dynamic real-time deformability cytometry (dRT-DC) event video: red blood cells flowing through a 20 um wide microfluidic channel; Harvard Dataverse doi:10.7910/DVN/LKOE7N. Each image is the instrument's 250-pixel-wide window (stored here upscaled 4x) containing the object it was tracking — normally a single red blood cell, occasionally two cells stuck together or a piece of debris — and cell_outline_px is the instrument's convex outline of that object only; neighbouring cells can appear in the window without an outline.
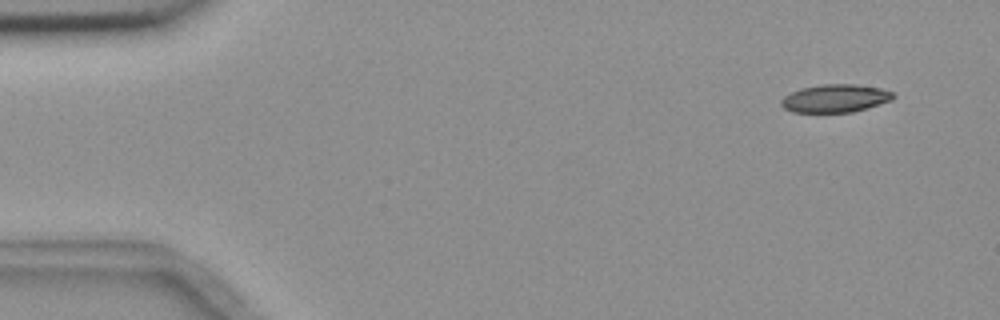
{"species": "common noctule bat (a hibernating species)", "species_latin": "Nyctalus noctula", "temperature_condition": "room temperature", "stored_images_in_passage": 4, "camera_frame_rate_fps": 3000, "um_per_image_px": 0.085, "animal": {"sex": "female", "body_mass_g": 18.4}, "frame": {"image": 1, "passage_image": 2, "time_ms": 1.0, "image_size_px": [1000, 320], "cell_outline_px": [[896, 96], [892, 100], [868, 108], [852, 112], [792, 112], [784, 108], [780, 104], [780, 100], [784, 96], [800, 88], [820, 84], [856, 84], [880, 88], [892, 92]], "centroid_in_image_um": [70.99, 8.36], "position_along_channel_um": 14.0, "area_um2": 18.38}}